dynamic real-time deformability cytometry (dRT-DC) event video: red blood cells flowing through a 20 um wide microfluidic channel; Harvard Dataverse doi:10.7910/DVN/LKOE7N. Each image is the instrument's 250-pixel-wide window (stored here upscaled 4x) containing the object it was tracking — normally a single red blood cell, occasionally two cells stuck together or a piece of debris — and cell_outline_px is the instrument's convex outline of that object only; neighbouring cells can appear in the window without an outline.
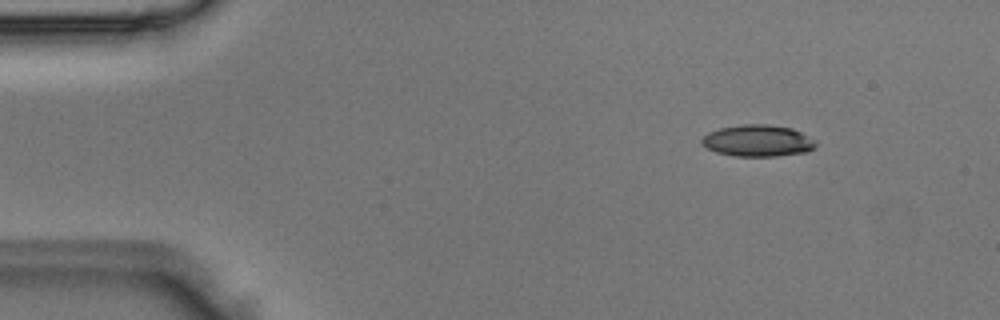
{"species": "Egyptian fruit bat (a non-hibernating species)", "species_latin": "Rousettus aegyptiacus", "temperature_condition": "room temperature", "stored_images_in_passage": 5, "camera_frame_rate_fps": 3000, "um_per_image_px": 0.085, "animal": {"sex": "male"}, "frame": {"image": 1, "passage_image": 2, "time_ms": 0.333, "image_size_px": [1000, 320], "cell_outline_px": [[816, 148], [808, 152], [776, 156], [732, 156], [716, 152], [700, 144], [700, 140], [708, 132], [720, 128], [744, 124], [768, 124], [792, 128], [816, 140]], "centroid_in_image_um": [64.42, 11.97], "position_along_channel_um": 20.6, "area_um2": 21.21}}